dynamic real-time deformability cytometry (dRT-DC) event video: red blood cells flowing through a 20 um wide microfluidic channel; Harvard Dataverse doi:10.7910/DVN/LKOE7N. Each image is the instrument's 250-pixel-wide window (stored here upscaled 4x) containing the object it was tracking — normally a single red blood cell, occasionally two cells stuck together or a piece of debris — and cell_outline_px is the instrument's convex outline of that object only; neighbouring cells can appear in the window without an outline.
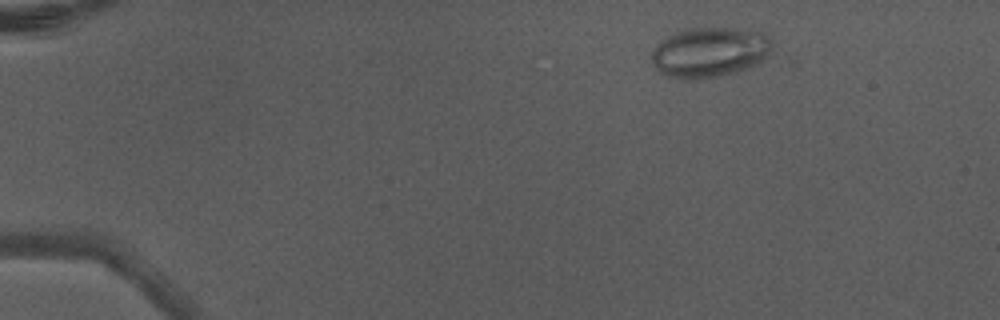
{"species": "Egyptian fruit bat (a non-hibernating species)", "species_latin": "Rousettus aegyptiacus", "temperature_condition": "warm", "stored_images_in_passage": 5, "camera_frame_rate_fps": 3000, "um_per_image_px": 0.085, "animal": {"sex": "male"}, "frame": {"image": 1, "passage_image": 2, "time_ms": 0.333, "image_size_px": [1000, 320], "cell_outline_px": [[772, 48], [768, 56], [764, 60], [756, 64], [720, 76], [696, 80], [680, 80], [668, 76], [660, 72], [652, 64], [652, 52], [656, 44], [668, 36], [684, 28], [736, 28], [764, 32], [772, 40]], "centroid_in_image_um": [60.32, 4.44], "position_along_channel_um": 24.7, "area_um2": 35.49}}